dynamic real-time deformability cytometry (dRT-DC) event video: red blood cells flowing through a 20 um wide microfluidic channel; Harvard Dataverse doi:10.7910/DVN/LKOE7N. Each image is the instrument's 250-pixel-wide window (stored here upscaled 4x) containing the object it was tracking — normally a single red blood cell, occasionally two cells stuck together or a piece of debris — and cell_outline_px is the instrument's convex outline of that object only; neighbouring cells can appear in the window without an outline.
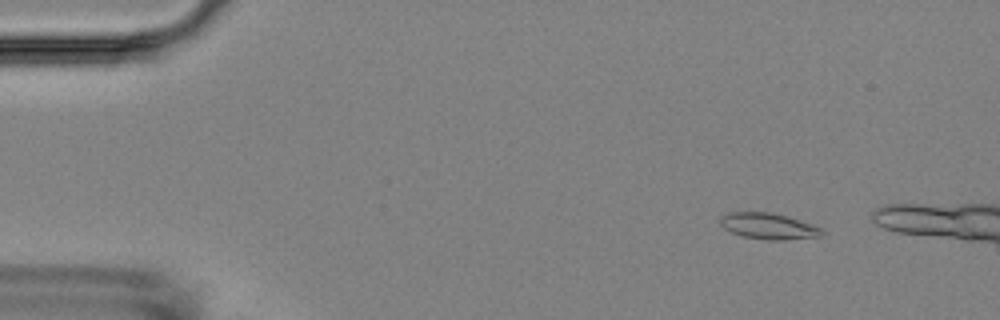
{"species": "Egyptian fruit bat (a non-hibernating species)", "species_latin": "Rousettus aegyptiacus", "temperature_condition": "room temperature", "stored_images_in_passage": 4, "camera_frame_rate_fps": 3000, "um_per_image_px": 0.085, "animal": {"sex": "female"}, "frame": {"image": 1, "passage_image": 2, "time_ms": 1.333, "image_size_px": [1000, 320], "cell_outline_px": [[824, 236], [784, 240], [768, 240], [744, 236], [732, 232], [724, 228], [720, 224], [720, 216], [728, 212], [772, 212], [812, 224], [820, 228], [824, 232]], "centroid_in_image_um": [65.32, 19.22], "position_along_channel_um": 19.7, "area_um2": 15.43}}